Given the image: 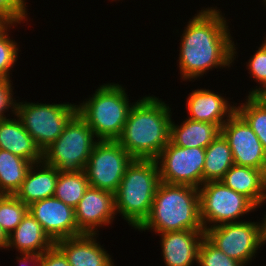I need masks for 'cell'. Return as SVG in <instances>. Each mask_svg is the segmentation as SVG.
<instances>
[{
  "label": "cell",
  "mask_w": 266,
  "mask_h": 266,
  "mask_svg": "<svg viewBox=\"0 0 266 266\" xmlns=\"http://www.w3.org/2000/svg\"><path fill=\"white\" fill-rule=\"evenodd\" d=\"M200 9L189 18L179 39L181 82L198 81L216 68L229 70L238 61V44L231 36L225 13L217 6Z\"/></svg>",
  "instance_id": "cell-1"
},
{
  "label": "cell",
  "mask_w": 266,
  "mask_h": 266,
  "mask_svg": "<svg viewBox=\"0 0 266 266\" xmlns=\"http://www.w3.org/2000/svg\"><path fill=\"white\" fill-rule=\"evenodd\" d=\"M170 104L150 94L135 99L116 140L134 159H156L170 142Z\"/></svg>",
  "instance_id": "cell-2"
},
{
  "label": "cell",
  "mask_w": 266,
  "mask_h": 266,
  "mask_svg": "<svg viewBox=\"0 0 266 266\" xmlns=\"http://www.w3.org/2000/svg\"><path fill=\"white\" fill-rule=\"evenodd\" d=\"M161 234L168 231L204 230L200 219L199 188L160 182L151 211L136 229Z\"/></svg>",
  "instance_id": "cell-3"
},
{
  "label": "cell",
  "mask_w": 266,
  "mask_h": 266,
  "mask_svg": "<svg viewBox=\"0 0 266 266\" xmlns=\"http://www.w3.org/2000/svg\"><path fill=\"white\" fill-rule=\"evenodd\" d=\"M160 182L155 159H133L127 166L114 200L116 215L131 229L136 230L149 216Z\"/></svg>",
  "instance_id": "cell-4"
},
{
  "label": "cell",
  "mask_w": 266,
  "mask_h": 266,
  "mask_svg": "<svg viewBox=\"0 0 266 266\" xmlns=\"http://www.w3.org/2000/svg\"><path fill=\"white\" fill-rule=\"evenodd\" d=\"M125 85L107 82L77 104L78 115L93 130L98 140L116 141L135 102H130Z\"/></svg>",
  "instance_id": "cell-5"
},
{
  "label": "cell",
  "mask_w": 266,
  "mask_h": 266,
  "mask_svg": "<svg viewBox=\"0 0 266 266\" xmlns=\"http://www.w3.org/2000/svg\"><path fill=\"white\" fill-rule=\"evenodd\" d=\"M77 114V103H35L16 99L15 115L43 152Z\"/></svg>",
  "instance_id": "cell-6"
},
{
  "label": "cell",
  "mask_w": 266,
  "mask_h": 266,
  "mask_svg": "<svg viewBox=\"0 0 266 266\" xmlns=\"http://www.w3.org/2000/svg\"><path fill=\"white\" fill-rule=\"evenodd\" d=\"M98 141L93 130L77 113L57 140L42 152V160L59 172L82 171Z\"/></svg>",
  "instance_id": "cell-7"
},
{
  "label": "cell",
  "mask_w": 266,
  "mask_h": 266,
  "mask_svg": "<svg viewBox=\"0 0 266 266\" xmlns=\"http://www.w3.org/2000/svg\"><path fill=\"white\" fill-rule=\"evenodd\" d=\"M199 195L204 230L244 221L241 218L259 209L249 198L228 188L221 180L204 182L199 187Z\"/></svg>",
  "instance_id": "cell-8"
},
{
  "label": "cell",
  "mask_w": 266,
  "mask_h": 266,
  "mask_svg": "<svg viewBox=\"0 0 266 266\" xmlns=\"http://www.w3.org/2000/svg\"><path fill=\"white\" fill-rule=\"evenodd\" d=\"M259 221V222H257ZM224 223L205 230V237L228 257L252 264L265 242L263 220Z\"/></svg>",
  "instance_id": "cell-9"
},
{
  "label": "cell",
  "mask_w": 266,
  "mask_h": 266,
  "mask_svg": "<svg viewBox=\"0 0 266 266\" xmlns=\"http://www.w3.org/2000/svg\"><path fill=\"white\" fill-rule=\"evenodd\" d=\"M133 159L117 141L99 140L84 168L89 186L115 193Z\"/></svg>",
  "instance_id": "cell-10"
},
{
  "label": "cell",
  "mask_w": 266,
  "mask_h": 266,
  "mask_svg": "<svg viewBox=\"0 0 266 266\" xmlns=\"http://www.w3.org/2000/svg\"><path fill=\"white\" fill-rule=\"evenodd\" d=\"M155 160L161 182L196 188L203 184L205 148L179 147L170 141Z\"/></svg>",
  "instance_id": "cell-11"
},
{
  "label": "cell",
  "mask_w": 266,
  "mask_h": 266,
  "mask_svg": "<svg viewBox=\"0 0 266 266\" xmlns=\"http://www.w3.org/2000/svg\"><path fill=\"white\" fill-rule=\"evenodd\" d=\"M221 134L232 151L235 165L266 172V152L247 122L235 112L221 127Z\"/></svg>",
  "instance_id": "cell-12"
},
{
  "label": "cell",
  "mask_w": 266,
  "mask_h": 266,
  "mask_svg": "<svg viewBox=\"0 0 266 266\" xmlns=\"http://www.w3.org/2000/svg\"><path fill=\"white\" fill-rule=\"evenodd\" d=\"M28 212L53 242L83 234L78 229L74 208L54 196L33 202Z\"/></svg>",
  "instance_id": "cell-13"
},
{
  "label": "cell",
  "mask_w": 266,
  "mask_h": 266,
  "mask_svg": "<svg viewBox=\"0 0 266 266\" xmlns=\"http://www.w3.org/2000/svg\"><path fill=\"white\" fill-rule=\"evenodd\" d=\"M74 211L82 233L100 234V228L111 227L117 217L114 193L89 186Z\"/></svg>",
  "instance_id": "cell-14"
},
{
  "label": "cell",
  "mask_w": 266,
  "mask_h": 266,
  "mask_svg": "<svg viewBox=\"0 0 266 266\" xmlns=\"http://www.w3.org/2000/svg\"><path fill=\"white\" fill-rule=\"evenodd\" d=\"M187 118L222 125L236 112V103L214 90L197 88L186 96Z\"/></svg>",
  "instance_id": "cell-15"
},
{
  "label": "cell",
  "mask_w": 266,
  "mask_h": 266,
  "mask_svg": "<svg viewBox=\"0 0 266 266\" xmlns=\"http://www.w3.org/2000/svg\"><path fill=\"white\" fill-rule=\"evenodd\" d=\"M159 236L162 261L165 266L197 265L198 249L205 230L168 231Z\"/></svg>",
  "instance_id": "cell-16"
},
{
  "label": "cell",
  "mask_w": 266,
  "mask_h": 266,
  "mask_svg": "<svg viewBox=\"0 0 266 266\" xmlns=\"http://www.w3.org/2000/svg\"><path fill=\"white\" fill-rule=\"evenodd\" d=\"M98 237L99 234L83 233L57 240L54 245L65 255L70 266H116L113 256L104 249V244H100Z\"/></svg>",
  "instance_id": "cell-17"
},
{
  "label": "cell",
  "mask_w": 266,
  "mask_h": 266,
  "mask_svg": "<svg viewBox=\"0 0 266 266\" xmlns=\"http://www.w3.org/2000/svg\"><path fill=\"white\" fill-rule=\"evenodd\" d=\"M59 171L43 160L33 163L15 196L25 205L53 197Z\"/></svg>",
  "instance_id": "cell-18"
},
{
  "label": "cell",
  "mask_w": 266,
  "mask_h": 266,
  "mask_svg": "<svg viewBox=\"0 0 266 266\" xmlns=\"http://www.w3.org/2000/svg\"><path fill=\"white\" fill-rule=\"evenodd\" d=\"M0 149L32 163L42 161V151L15 114L11 118L0 119Z\"/></svg>",
  "instance_id": "cell-19"
},
{
  "label": "cell",
  "mask_w": 266,
  "mask_h": 266,
  "mask_svg": "<svg viewBox=\"0 0 266 266\" xmlns=\"http://www.w3.org/2000/svg\"><path fill=\"white\" fill-rule=\"evenodd\" d=\"M221 181L249 198L258 208L266 203V172L253 167L233 165Z\"/></svg>",
  "instance_id": "cell-20"
},
{
  "label": "cell",
  "mask_w": 266,
  "mask_h": 266,
  "mask_svg": "<svg viewBox=\"0 0 266 266\" xmlns=\"http://www.w3.org/2000/svg\"><path fill=\"white\" fill-rule=\"evenodd\" d=\"M53 245L54 242L43 231L41 224L27 212L21 223L8 235L6 250L16 249L18 254L39 256Z\"/></svg>",
  "instance_id": "cell-21"
},
{
  "label": "cell",
  "mask_w": 266,
  "mask_h": 266,
  "mask_svg": "<svg viewBox=\"0 0 266 266\" xmlns=\"http://www.w3.org/2000/svg\"><path fill=\"white\" fill-rule=\"evenodd\" d=\"M220 133L221 128L216 124L187 117L177 124L172 118L170 124V141L179 147L206 148Z\"/></svg>",
  "instance_id": "cell-22"
},
{
  "label": "cell",
  "mask_w": 266,
  "mask_h": 266,
  "mask_svg": "<svg viewBox=\"0 0 266 266\" xmlns=\"http://www.w3.org/2000/svg\"><path fill=\"white\" fill-rule=\"evenodd\" d=\"M234 165L232 151L220 133L206 148L203 167V183L219 181Z\"/></svg>",
  "instance_id": "cell-23"
},
{
  "label": "cell",
  "mask_w": 266,
  "mask_h": 266,
  "mask_svg": "<svg viewBox=\"0 0 266 266\" xmlns=\"http://www.w3.org/2000/svg\"><path fill=\"white\" fill-rule=\"evenodd\" d=\"M32 162L0 149V195H15Z\"/></svg>",
  "instance_id": "cell-24"
},
{
  "label": "cell",
  "mask_w": 266,
  "mask_h": 266,
  "mask_svg": "<svg viewBox=\"0 0 266 266\" xmlns=\"http://www.w3.org/2000/svg\"><path fill=\"white\" fill-rule=\"evenodd\" d=\"M245 98L246 101L236 103V112L251 127L266 152V95H246Z\"/></svg>",
  "instance_id": "cell-25"
},
{
  "label": "cell",
  "mask_w": 266,
  "mask_h": 266,
  "mask_svg": "<svg viewBox=\"0 0 266 266\" xmlns=\"http://www.w3.org/2000/svg\"><path fill=\"white\" fill-rule=\"evenodd\" d=\"M89 187L84 170L59 172L54 197L73 208L77 206Z\"/></svg>",
  "instance_id": "cell-26"
},
{
  "label": "cell",
  "mask_w": 266,
  "mask_h": 266,
  "mask_svg": "<svg viewBox=\"0 0 266 266\" xmlns=\"http://www.w3.org/2000/svg\"><path fill=\"white\" fill-rule=\"evenodd\" d=\"M21 23L0 22V78L12 80L13 68L20 57V45L13 39L10 29L16 28ZM11 36V37H10Z\"/></svg>",
  "instance_id": "cell-27"
},
{
  "label": "cell",
  "mask_w": 266,
  "mask_h": 266,
  "mask_svg": "<svg viewBox=\"0 0 266 266\" xmlns=\"http://www.w3.org/2000/svg\"><path fill=\"white\" fill-rule=\"evenodd\" d=\"M28 212V206L15 195H0V227L9 235Z\"/></svg>",
  "instance_id": "cell-28"
},
{
  "label": "cell",
  "mask_w": 266,
  "mask_h": 266,
  "mask_svg": "<svg viewBox=\"0 0 266 266\" xmlns=\"http://www.w3.org/2000/svg\"><path fill=\"white\" fill-rule=\"evenodd\" d=\"M263 39L261 45L257 46L258 50L244 64L249 71V78H253L256 85H259L250 88L246 95H266V36Z\"/></svg>",
  "instance_id": "cell-29"
},
{
  "label": "cell",
  "mask_w": 266,
  "mask_h": 266,
  "mask_svg": "<svg viewBox=\"0 0 266 266\" xmlns=\"http://www.w3.org/2000/svg\"><path fill=\"white\" fill-rule=\"evenodd\" d=\"M197 266H244L239 261L228 257L214 246L205 236L198 249Z\"/></svg>",
  "instance_id": "cell-30"
},
{
  "label": "cell",
  "mask_w": 266,
  "mask_h": 266,
  "mask_svg": "<svg viewBox=\"0 0 266 266\" xmlns=\"http://www.w3.org/2000/svg\"><path fill=\"white\" fill-rule=\"evenodd\" d=\"M27 3L26 0H0V22L28 23L31 18Z\"/></svg>",
  "instance_id": "cell-31"
},
{
  "label": "cell",
  "mask_w": 266,
  "mask_h": 266,
  "mask_svg": "<svg viewBox=\"0 0 266 266\" xmlns=\"http://www.w3.org/2000/svg\"><path fill=\"white\" fill-rule=\"evenodd\" d=\"M13 90L12 80L0 78V119H5L10 114H15L16 97L14 94L16 91L14 92Z\"/></svg>",
  "instance_id": "cell-32"
},
{
  "label": "cell",
  "mask_w": 266,
  "mask_h": 266,
  "mask_svg": "<svg viewBox=\"0 0 266 266\" xmlns=\"http://www.w3.org/2000/svg\"><path fill=\"white\" fill-rule=\"evenodd\" d=\"M42 266H70L65 255L53 245L42 253Z\"/></svg>",
  "instance_id": "cell-33"
},
{
  "label": "cell",
  "mask_w": 266,
  "mask_h": 266,
  "mask_svg": "<svg viewBox=\"0 0 266 266\" xmlns=\"http://www.w3.org/2000/svg\"><path fill=\"white\" fill-rule=\"evenodd\" d=\"M17 255L15 258L17 264L19 266H42V254L41 255H33V254H15ZM28 264V265H27Z\"/></svg>",
  "instance_id": "cell-34"
},
{
  "label": "cell",
  "mask_w": 266,
  "mask_h": 266,
  "mask_svg": "<svg viewBox=\"0 0 266 266\" xmlns=\"http://www.w3.org/2000/svg\"><path fill=\"white\" fill-rule=\"evenodd\" d=\"M8 244V235L6 232L0 227V250H6Z\"/></svg>",
  "instance_id": "cell-35"
},
{
  "label": "cell",
  "mask_w": 266,
  "mask_h": 266,
  "mask_svg": "<svg viewBox=\"0 0 266 266\" xmlns=\"http://www.w3.org/2000/svg\"><path fill=\"white\" fill-rule=\"evenodd\" d=\"M263 213H265V214H263ZM263 213H262L263 218L261 217V219L263 220V239H264V242L266 244V212L264 211Z\"/></svg>",
  "instance_id": "cell-36"
},
{
  "label": "cell",
  "mask_w": 266,
  "mask_h": 266,
  "mask_svg": "<svg viewBox=\"0 0 266 266\" xmlns=\"http://www.w3.org/2000/svg\"><path fill=\"white\" fill-rule=\"evenodd\" d=\"M262 2H263L262 5L264 4V6L266 8V0H263Z\"/></svg>",
  "instance_id": "cell-37"
},
{
  "label": "cell",
  "mask_w": 266,
  "mask_h": 266,
  "mask_svg": "<svg viewBox=\"0 0 266 266\" xmlns=\"http://www.w3.org/2000/svg\"><path fill=\"white\" fill-rule=\"evenodd\" d=\"M108 1H110V0H108ZM113 1L116 2V1H120V0H111V2H113ZM121 1H122V0H121Z\"/></svg>",
  "instance_id": "cell-38"
}]
</instances>
